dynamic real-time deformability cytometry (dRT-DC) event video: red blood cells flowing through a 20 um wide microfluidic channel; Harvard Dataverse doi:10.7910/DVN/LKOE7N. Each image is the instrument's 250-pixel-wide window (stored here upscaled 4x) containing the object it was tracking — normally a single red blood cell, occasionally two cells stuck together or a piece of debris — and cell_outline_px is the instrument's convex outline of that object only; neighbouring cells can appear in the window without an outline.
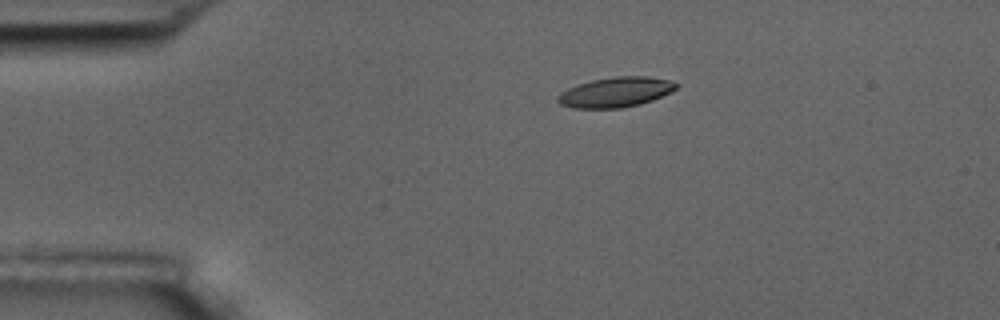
{"species": "common noctule bat (a hibernating species)", "species_latin": "Nyctalus noctula", "temperature_condition": "room temperature", "stored_images_in_passage": 7, "camera_frame_rate_fps": 3000, "um_per_image_px": 0.085, "animal": {"sex": "male", "body_mass_g": 17.5, "forearm_length_mm": 52.3}, "frame": {"image": 1, "passage_image": 4, "time_ms": 3.333, "image_size_px": [1000, 320], "cell_outline_px": [[680, 84], [676, 88], [652, 100], [640, 104], [620, 108], [572, 108], [560, 104], [556, 100], [556, 96], [560, 92], [568, 88], [592, 80], [612, 76], [648, 76], [668, 80]], "centroid_in_image_um": [52.29, 7.83], "position_along_channel_um": 32.7, "area_um2": 20.63}}
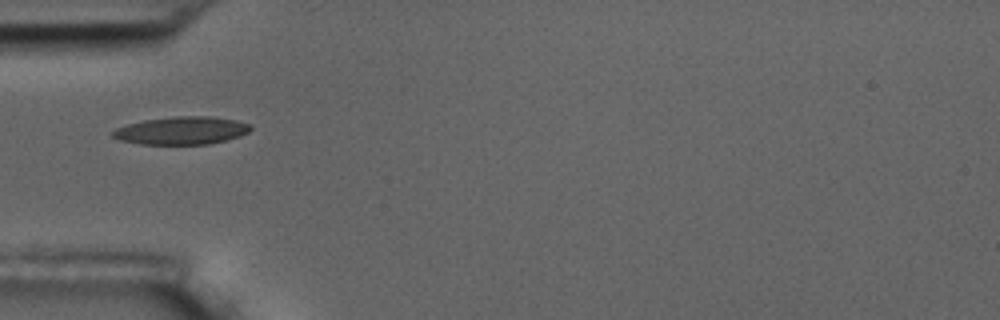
{"frame": {"image": 2, "passage_image": 6, "time_ms": 5.667, "image_size_px": [1000, 320], "cell_outline_px": [[252, 128], [248, 132], [240, 136], [208, 144], [140, 144], [120, 140], [112, 136], [108, 132], [116, 128], [128, 124], [144, 120], [176, 116], [208, 116], [236, 120], [252, 124]], "centroid_in_image_um": [15.42, 11.09], "position_along_channel_um": 69.6, "area_um2": 22.37}}